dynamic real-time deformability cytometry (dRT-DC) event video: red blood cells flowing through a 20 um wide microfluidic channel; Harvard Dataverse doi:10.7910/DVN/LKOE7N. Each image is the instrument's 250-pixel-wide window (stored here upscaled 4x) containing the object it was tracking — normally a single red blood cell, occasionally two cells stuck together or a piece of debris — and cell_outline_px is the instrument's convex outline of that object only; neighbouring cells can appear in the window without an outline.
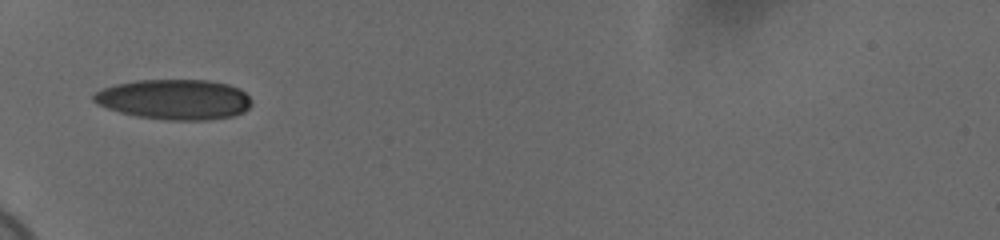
{"species": "human", "species_latin": "Homo sapiens", "temperature_condition": "cold", "stored_images_in_passage": 14, "camera_frame_rate_fps": 3000, "um_per_image_px": 0.085, "donor": {"sex": "female"}, "frame": {"image": 1, "passage_image": 1, "time_ms": 0.0, "image_size_px": [1000, 240], "cell_outline_px": [[252, 104], [244, 112], [232, 116], [208, 120], [168, 120], [136, 116], [120, 112], [108, 108], [92, 100], [92, 96], [96, 92], [104, 88], [116, 84], [136, 80], [208, 80], [228, 84], [240, 88], [252, 100]], "centroid_in_image_um": [14.86, 8.45], "position_along_channel_um": 70.1, "area_um2": 36.99}}
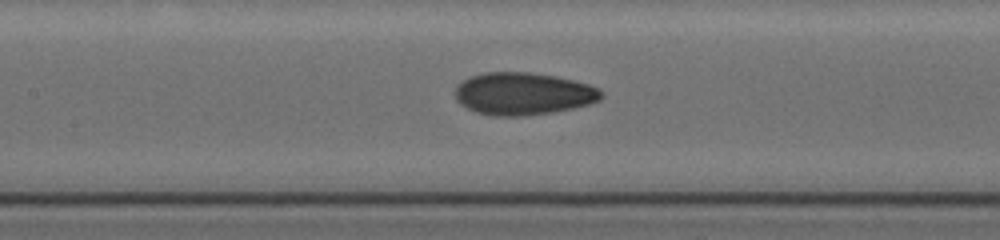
{"frame": {"image": 2, "passage_image": 7, "time_ms": 2.0, "image_size_px": [1000, 240], "cell_outline_px": [[604, 96], [600, 100], [588, 104], [572, 108], [552, 112], [524, 116], [492, 116], [476, 112], [460, 104], [456, 100], [456, 84], [472, 76], [484, 72], [528, 72], [556, 76], [588, 84], [600, 88], [604, 92]], "centroid_in_image_um": [44.48, 7.97], "position_along_channel_um": 162.9, "area_um2": 36.24}}
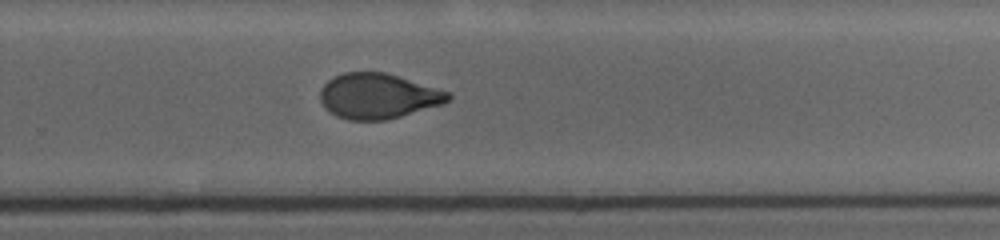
{"frame": {"image": 3, "passage_image": 14, "time_ms": 4.333, "image_size_px": [1000, 240], "cell_outline_px": [[452, 96], [444, 104], [388, 120], [348, 120], [336, 116], [324, 108], [320, 100], [320, 88], [328, 80], [344, 72], [384, 72], [452, 92]], "centroid_in_image_um": [32.14, 8.18], "position_along_channel_um": 297.7, "area_um2": 33.99}}